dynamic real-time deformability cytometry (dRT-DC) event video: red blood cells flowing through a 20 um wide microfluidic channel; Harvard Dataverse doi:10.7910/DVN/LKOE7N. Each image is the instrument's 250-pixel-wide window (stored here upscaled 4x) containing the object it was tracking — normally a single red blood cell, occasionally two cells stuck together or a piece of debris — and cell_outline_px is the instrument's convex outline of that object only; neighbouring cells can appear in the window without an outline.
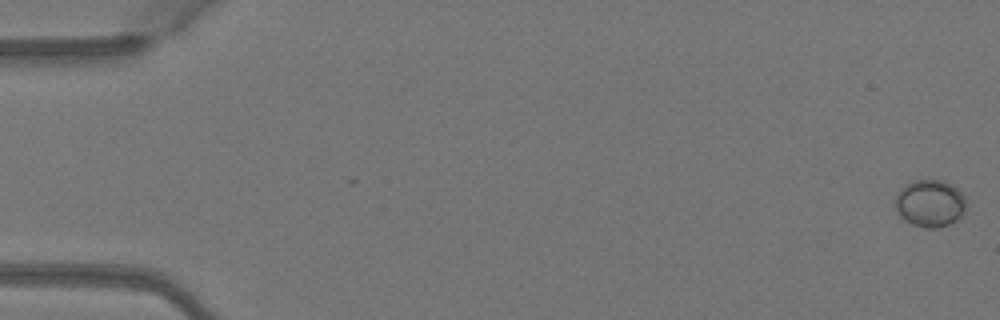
{"species": "Egyptian fruit bat (a non-hibernating species)", "species_latin": "Rousettus aegyptiacus", "temperature_condition": "warm", "stored_images_in_passage": 4, "camera_frame_rate_fps": 3000, "um_per_image_px": 0.085, "animal": {"sex": "female"}, "frame": {"image": 1, "passage_image": 1, "time_ms": 0.0, "image_size_px": [1000, 320], "cell_outline_px": [[964, 212], [956, 220], [948, 224], [936, 228], [924, 228], [912, 224], [900, 216], [896, 212], [896, 192], [904, 184], [912, 180], [944, 180], [952, 184], [964, 196]], "centroid_in_image_um": [79.01, 17.26], "position_along_channel_um": 6.0, "area_um2": 19.54}}
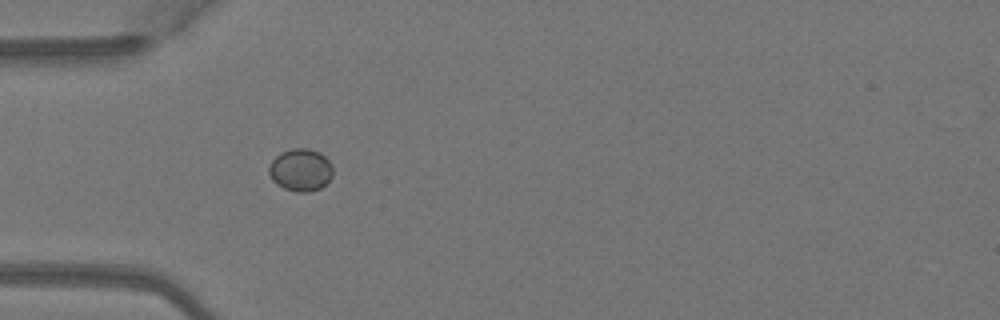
{"frame": {"image": 2, "passage_image": 4, "time_ms": 1.0, "image_size_px": [1000, 320], "cell_outline_px": [[332, 176], [320, 188], [308, 192], [296, 192], [284, 188], [276, 184], [272, 180], [268, 172], [268, 168], [272, 160], [280, 152], [292, 148], [308, 148], [320, 152], [332, 164]], "centroid_in_image_um": [25.53, 14.43], "position_along_channel_um": 59.5, "area_um2": 15.9}}